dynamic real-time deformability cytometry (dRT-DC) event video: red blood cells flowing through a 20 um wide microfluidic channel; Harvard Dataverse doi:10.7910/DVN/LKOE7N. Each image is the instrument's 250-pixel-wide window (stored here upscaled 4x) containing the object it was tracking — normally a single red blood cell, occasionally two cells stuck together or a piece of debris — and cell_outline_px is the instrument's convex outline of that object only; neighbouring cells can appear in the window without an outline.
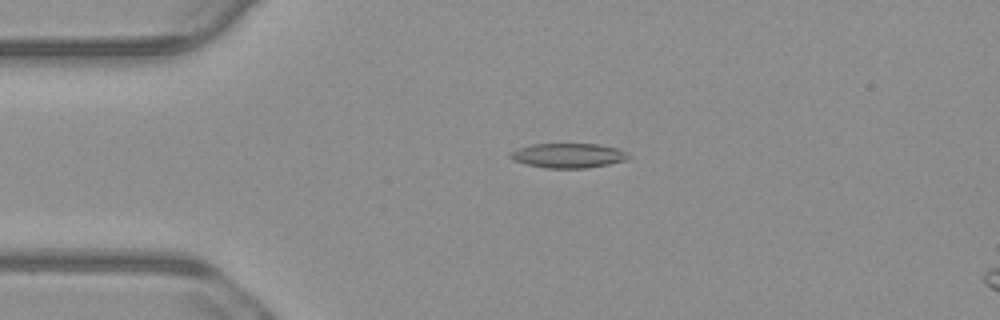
{"species": "common noctule bat (a hibernating species)", "species_latin": "Nyctalus noctula", "temperature_condition": "warm", "stored_images_in_passage": 38, "camera_frame_rate_fps": 3000, "um_per_image_px": 0.085, "animal": {"sex": "male", "body_mass_g": 23.1, "forearm_length_mm": 52.7}, "frame": {"image": 1, "passage_image": 12, "time_ms": 3.667, "image_size_px": [1000, 320], "cell_outline_px": [[628, 156], [624, 160], [608, 164], [588, 168], [548, 168], [524, 164], [512, 160], [508, 156], [508, 152], [516, 148], [532, 144], [600, 144], [616, 148], [628, 152]], "centroid_in_image_um": [48.22, 13.22], "position_along_channel_um": 36.8, "area_um2": 17.05}}
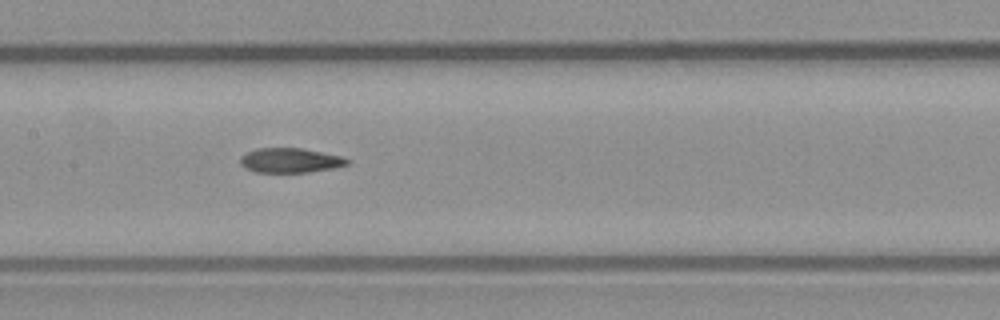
{"frame": {"image": 2, "passage_image": 26, "time_ms": 8.333, "image_size_px": [1000, 320], "cell_outline_px": [[352, 160], [348, 164], [332, 168], [308, 172], [256, 172], [244, 168], [240, 164], [240, 156], [256, 148], [300, 148], [344, 156]], "centroid_in_image_um": [24.68, 13.63], "position_along_channel_um": 182.7, "area_um2": 15.43}}
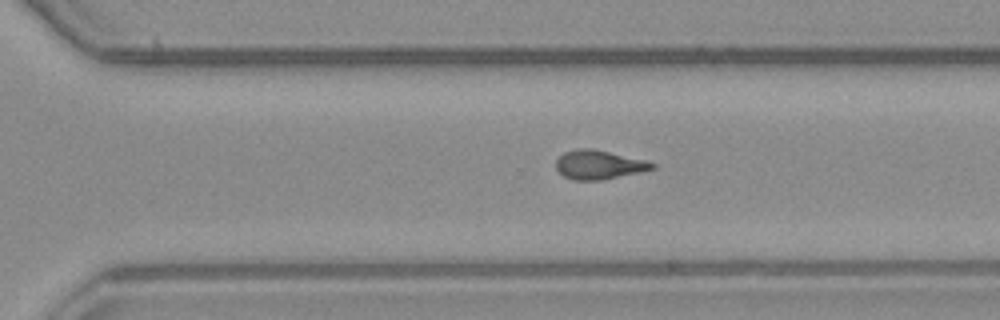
{"frame": {"image": 3, "passage_image": 37, "time_ms": 12.0, "image_size_px": [1000, 320], "cell_outline_px": [[656, 168], [640, 172], [600, 180], [572, 180], [564, 176], [556, 168], [556, 160], [564, 152], [580, 148], [592, 148], [644, 160], [656, 164]], "centroid_in_image_um": [50.89, 14.0], "position_along_channel_um": 319.7, "area_um2": 16.07}}